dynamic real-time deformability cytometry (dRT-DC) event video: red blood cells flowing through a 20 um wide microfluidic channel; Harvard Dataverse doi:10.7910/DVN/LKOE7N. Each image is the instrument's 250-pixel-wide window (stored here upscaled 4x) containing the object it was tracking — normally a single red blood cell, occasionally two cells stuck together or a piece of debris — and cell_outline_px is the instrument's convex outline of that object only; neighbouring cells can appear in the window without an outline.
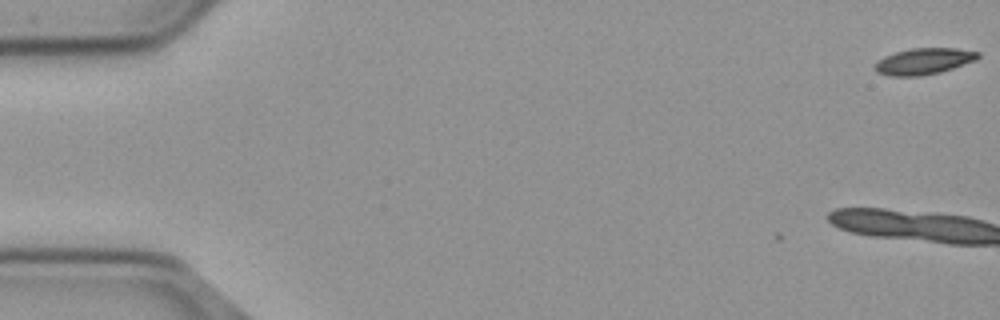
{"species": "common noctule bat (a hibernating species)", "species_latin": "Nyctalus noctula", "temperature_condition": "cold", "stored_images_in_passage": 4, "camera_frame_rate_fps": 3000, "um_per_image_px": 0.085, "animal": {"sex": "male", "body_mass_g": 23.1, "forearm_length_mm": 52.7}, "frame": {"image": 1, "passage_image": 1, "time_ms": 0.0, "image_size_px": [1000, 320], "cell_outline_px": [[980, 56], [976, 60], [940, 72], [920, 76], [888, 76], [876, 72], [872, 68], [876, 60], [884, 56], [908, 48], [956, 48], [980, 52]], "centroid_in_image_um": [78.46, 5.21], "position_along_channel_um": 6.5, "area_um2": 16.01}}